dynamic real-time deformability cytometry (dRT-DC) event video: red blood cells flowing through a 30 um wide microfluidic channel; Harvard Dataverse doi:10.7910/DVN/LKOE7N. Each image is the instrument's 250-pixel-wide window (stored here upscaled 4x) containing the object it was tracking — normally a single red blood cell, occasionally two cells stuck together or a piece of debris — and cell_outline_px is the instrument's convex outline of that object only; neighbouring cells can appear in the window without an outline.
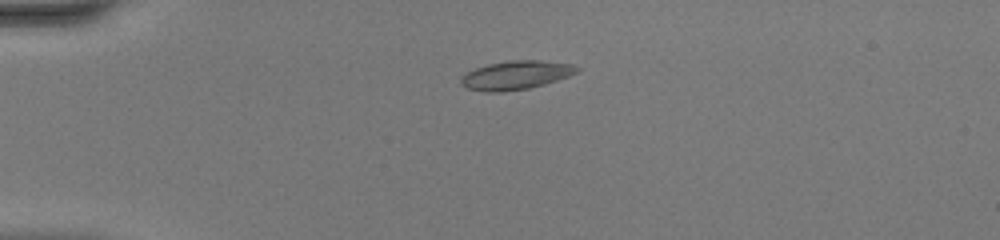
{"species": "common noctule bat (a hibernating species)", "species_latin": "Nyctalus noctula", "temperature_condition": "warm", "stored_images_in_passage": 36, "camera_frame_rate_fps": 3000, "um_per_image_px": 0.085, "animal": {"sex": "female", "body_mass_g": 20.0, "forearm_length_mm": 54.0}, "frame": {"image": 1, "passage_image": 1, "time_ms": 0.0, "image_size_px": [1000, 240], "cell_outline_px": [[580, 68], [576, 72], [568, 76], [544, 84], [528, 88], [500, 92], [484, 92], [468, 88], [460, 84], [460, 76], [476, 68], [488, 64], [508, 60], [540, 60], [572, 64]], "centroid_in_image_um": [43.81, 6.38], "position_along_channel_um": 41.2, "area_um2": 19.31}}
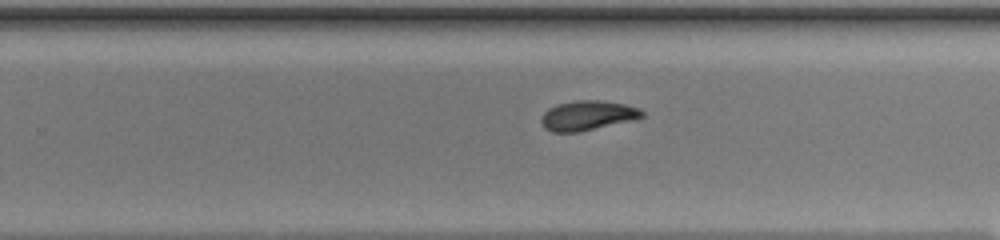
{"frame": {"image": 2, "passage_image": 20, "time_ms": 6.333, "image_size_px": [1000, 240], "cell_outline_px": [[644, 116], [580, 132], [552, 132], [544, 128], [540, 120], [540, 116], [548, 108], [556, 104], [580, 100], [600, 100], [624, 104], [640, 108], [644, 112]], "centroid_in_image_um": [49.88, 9.81], "position_along_channel_um": 279.9, "area_um2": 17.28}}
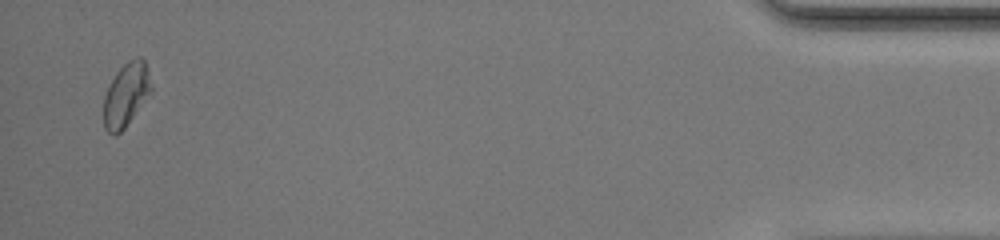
{"frame": {"image": 3, "passage_image": 35, "time_ms": 11.333, "image_size_px": [1000, 240], "cell_outline_px": [[152, 92], [124, 128], [116, 136], [112, 136], [104, 128], [104, 96], [116, 72], [128, 60], [136, 56], [140, 56], [144, 60], [152, 88]], "centroid_in_image_um": [10.71, 8.06], "position_along_channel_um": 424.5, "area_um2": 17.51}, "authors_computed_cell_mechanics": {"area_um2": 17.8891, "velocity_mm_per_s": 4.4056, "shape_relaxation_time_tau1_ms": 4.6633, "shape_relaxation_time_tau2_ms": 6.7095, "deformation_change_tau1": 0.1219, "deformation_change_tau2": 0.1343}}